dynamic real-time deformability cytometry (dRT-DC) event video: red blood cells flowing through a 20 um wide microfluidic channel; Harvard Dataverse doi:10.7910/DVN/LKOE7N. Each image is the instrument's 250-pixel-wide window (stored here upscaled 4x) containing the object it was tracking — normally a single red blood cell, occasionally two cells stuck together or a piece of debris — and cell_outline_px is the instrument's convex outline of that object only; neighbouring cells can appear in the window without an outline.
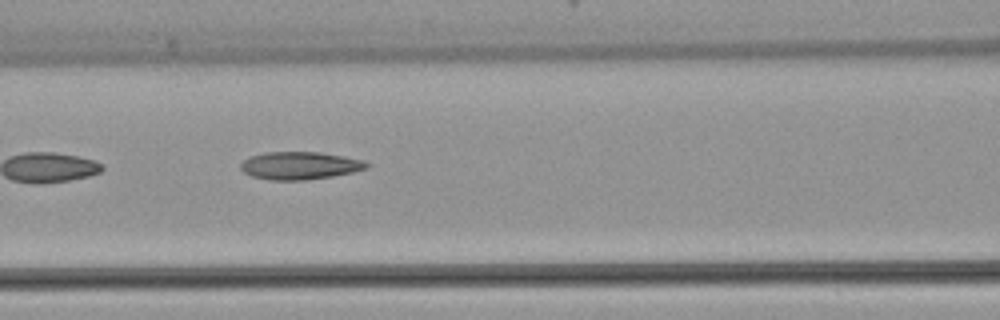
{"species": "common noctule bat (a hibernating species)", "species_latin": "Nyctalus noctula", "temperature_condition": "warm", "stored_images_in_passage": 4, "camera_frame_rate_fps": 3000, "um_per_image_px": 0.085, "animal": {"sex": "female", "body_mass_g": 22.7, "forearm_length_mm": 54.2}, "frame": {"image": 1, "passage_image": 4, "time_ms": 6.333, "image_size_px": [1000, 320], "cell_outline_px": [[372, 164], [368, 168], [352, 172], [332, 176], [308, 180], [268, 180], [252, 176], [244, 172], [240, 168], [240, 164], [248, 156], [264, 152], [320, 152], [344, 156], [364, 160]], "centroid_in_image_um": [25.49, 14.07], "position_along_channel_um": 141.1, "area_um2": 20.58}}